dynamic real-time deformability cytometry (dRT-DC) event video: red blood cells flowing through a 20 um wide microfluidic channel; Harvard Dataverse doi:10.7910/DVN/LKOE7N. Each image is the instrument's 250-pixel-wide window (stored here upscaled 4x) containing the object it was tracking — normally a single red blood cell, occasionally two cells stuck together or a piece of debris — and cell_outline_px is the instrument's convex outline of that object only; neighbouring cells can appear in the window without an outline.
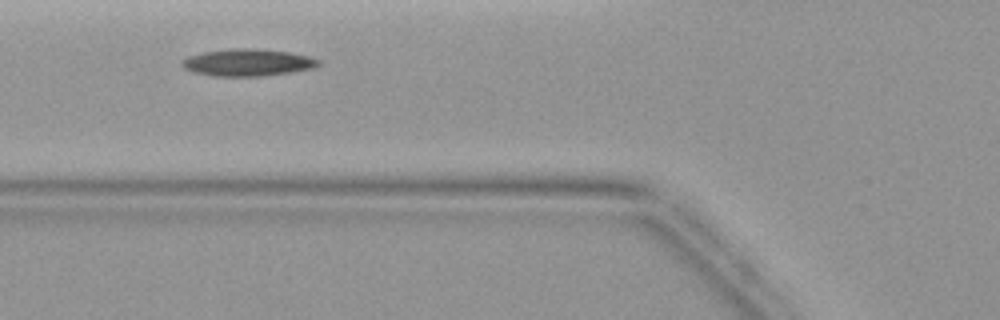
{"species": "common noctule bat (a hibernating species)", "species_latin": "Nyctalus noctula", "temperature_condition": "warm", "stored_images_in_passage": 5, "camera_frame_rate_fps": 3000, "um_per_image_px": 0.085, "animal": {"sex": "female", "body_mass_g": 19.9}, "frame": {"image": 1, "passage_image": 4, "time_ms": 4.333, "image_size_px": [1000, 320], "cell_outline_px": [[320, 64], [312, 68], [264, 76], [212, 76], [192, 72], [184, 68], [180, 64], [180, 60], [188, 56], [204, 52], [236, 48], [252, 48], [288, 52], [308, 56], [320, 60]], "centroid_in_image_um": [20.99, 5.32], "position_along_channel_um": 104.8, "area_um2": 21.44}}